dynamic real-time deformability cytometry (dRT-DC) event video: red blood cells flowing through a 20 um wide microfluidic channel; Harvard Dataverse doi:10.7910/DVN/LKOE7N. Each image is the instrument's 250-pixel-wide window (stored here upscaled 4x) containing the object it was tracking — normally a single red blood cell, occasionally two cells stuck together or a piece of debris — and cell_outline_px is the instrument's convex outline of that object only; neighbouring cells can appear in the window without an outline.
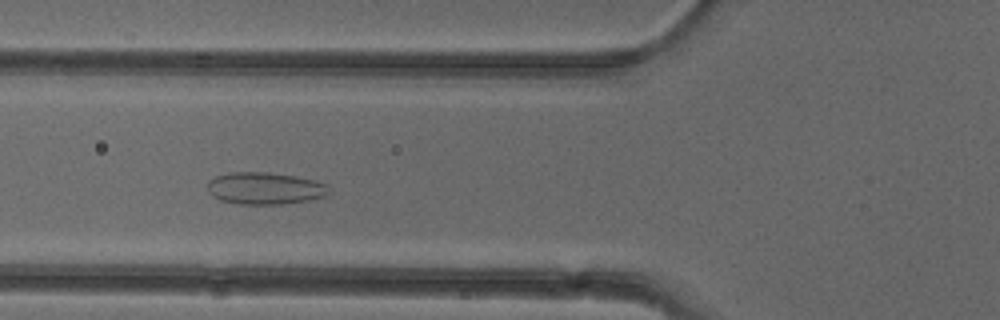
{"species": "common noctule bat (a hibernating species)", "species_latin": "Nyctalus noctula", "temperature_condition": "cold", "stored_images_in_passage": 49, "camera_frame_rate_fps": 3000, "um_per_image_px": 0.085, "animal": {"sex": "female"}, "frame": {"image": 1, "passage_image": 16, "time_ms": 5.0, "image_size_px": [1000, 320], "cell_outline_px": [[332, 192], [324, 196], [308, 200], [280, 204], [240, 204], [220, 200], [212, 196], [208, 192], [208, 184], [216, 176], [232, 172], [268, 172], [296, 176], [328, 184]], "centroid_in_image_um": [22.55, 16.01], "position_along_channel_um": 103.3, "area_um2": 22.66}}
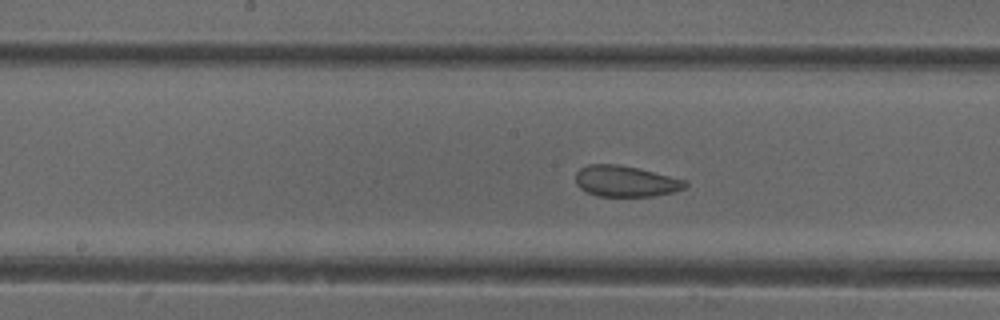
{"frame": {"image": 2, "passage_image": 23, "time_ms": 7.333, "image_size_px": [1000, 320], "cell_outline_px": [[688, 184], [684, 188], [672, 192], [652, 196], [596, 196], [580, 188], [576, 184], [576, 172], [580, 168], [588, 164], [616, 164], [640, 168], [688, 180]], "centroid_in_image_um": [53.19, 15.39], "position_along_channel_um": 195.0, "area_um2": 19.94}}
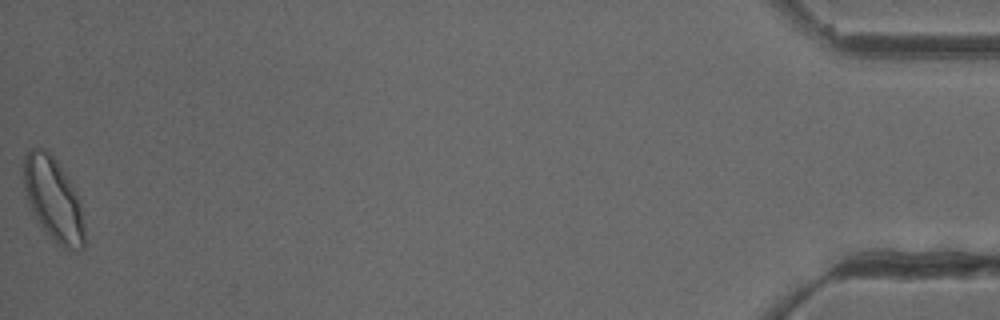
{"frame": {"image": 3, "passage_image": 49, "time_ms": 16.0, "image_size_px": [1000, 320], "cell_outline_px": [[84, 248], [80, 252], [76, 252], [64, 248], [56, 244], [44, 232], [28, 208], [24, 188], [24, 156], [28, 148], [44, 148], [56, 160], [68, 180], [80, 204], [84, 224]], "centroid_in_image_um": [4.5, 17.01], "position_along_channel_um": 430.7, "area_um2": 29.77}, "authors_computed_cell_mechanics": {"area_um2": 22.4842, "velocity_mm_per_s": 3.9097, "shape_relaxation_time_tau1_ms": null, "shape_relaxation_time_tau2_ms": 1.6076, "deformation_change_tau1": null, "deformation_change_tau2": 0.0782}}